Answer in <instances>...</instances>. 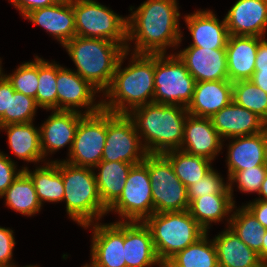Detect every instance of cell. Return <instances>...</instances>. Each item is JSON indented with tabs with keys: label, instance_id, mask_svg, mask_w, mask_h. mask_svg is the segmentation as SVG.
Wrapping results in <instances>:
<instances>
[{
	"label": "cell",
	"instance_id": "c3c4849f",
	"mask_svg": "<svg viewBox=\"0 0 267 267\" xmlns=\"http://www.w3.org/2000/svg\"><path fill=\"white\" fill-rule=\"evenodd\" d=\"M258 194L259 195H262L263 197L262 196H259L258 199H256V200H264V201H267V173H266V176L264 178L263 183L260 186V189H259Z\"/></svg>",
	"mask_w": 267,
	"mask_h": 267
},
{
	"label": "cell",
	"instance_id": "ac0fdd59",
	"mask_svg": "<svg viewBox=\"0 0 267 267\" xmlns=\"http://www.w3.org/2000/svg\"><path fill=\"white\" fill-rule=\"evenodd\" d=\"M223 141L210 118L188 115L180 150L212 161L222 150Z\"/></svg>",
	"mask_w": 267,
	"mask_h": 267
},
{
	"label": "cell",
	"instance_id": "d590c367",
	"mask_svg": "<svg viewBox=\"0 0 267 267\" xmlns=\"http://www.w3.org/2000/svg\"><path fill=\"white\" fill-rule=\"evenodd\" d=\"M57 64L38 57L36 104L46 110H57Z\"/></svg>",
	"mask_w": 267,
	"mask_h": 267
},
{
	"label": "cell",
	"instance_id": "4dcf8cb0",
	"mask_svg": "<svg viewBox=\"0 0 267 267\" xmlns=\"http://www.w3.org/2000/svg\"><path fill=\"white\" fill-rule=\"evenodd\" d=\"M207 236L206 232L195 243L177 252L164 267H219L215 245Z\"/></svg>",
	"mask_w": 267,
	"mask_h": 267
},
{
	"label": "cell",
	"instance_id": "60d3db41",
	"mask_svg": "<svg viewBox=\"0 0 267 267\" xmlns=\"http://www.w3.org/2000/svg\"><path fill=\"white\" fill-rule=\"evenodd\" d=\"M16 167L15 162L0 151V197L22 173L23 169L16 171Z\"/></svg>",
	"mask_w": 267,
	"mask_h": 267
},
{
	"label": "cell",
	"instance_id": "7dc6e473",
	"mask_svg": "<svg viewBox=\"0 0 267 267\" xmlns=\"http://www.w3.org/2000/svg\"><path fill=\"white\" fill-rule=\"evenodd\" d=\"M250 80L267 93V71H254Z\"/></svg>",
	"mask_w": 267,
	"mask_h": 267
},
{
	"label": "cell",
	"instance_id": "d6986e66",
	"mask_svg": "<svg viewBox=\"0 0 267 267\" xmlns=\"http://www.w3.org/2000/svg\"><path fill=\"white\" fill-rule=\"evenodd\" d=\"M24 18L44 28L62 46L76 36L73 0H60L54 5L33 10Z\"/></svg>",
	"mask_w": 267,
	"mask_h": 267
},
{
	"label": "cell",
	"instance_id": "816d5d0a",
	"mask_svg": "<svg viewBox=\"0 0 267 267\" xmlns=\"http://www.w3.org/2000/svg\"><path fill=\"white\" fill-rule=\"evenodd\" d=\"M25 267H39V266L28 265V266H25Z\"/></svg>",
	"mask_w": 267,
	"mask_h": 267
},
{
	"label": "cell",
	"instance_id": "4316f807",
	"mask_svg": "<svg viewBox=\"0 0 267 267\" xmlns=\"http://www.w3.org/2000/svg\"><path fill=\"white\" fill-rule=\"evenodd\" d=\"M8 136V144L12 152L19 159L27 162L44 160L40 146V129L33 122L8 124L0 126Z\"/></svg>",
	"mask_w": 267,
	"mask_h": 267
},
{
	"label": "cell",
	"instance_id": "44dd1931",
	"mask_svg": "<svg viewBox=\"0 0 267 267\" xmlns=\"http://www.w3.org/2000/svg\"><path fill=\"white\" fill-rule=\"evenodd\" d=\"M232 101L233 83L230 80L196 82L186 109L189 115L211 118Z\"/></svg>",
	"mask_w": 267,
	"mask_h": 267
},
{
	"label": "cell",
	"instance_id": "30bf717a",
	"mask_svg": "<svg viewBox=\"0 0 267 267\" xmlns=\"http://www.w3.org/2000/svg\"><path fill=\"white\" fill-rule=\"evenodd\" d=\"M154 213L188 210L187 187L163 154H148Z\"/></svg>",
	"mask_w": 267,
	"mask_h": 267
},
{
	"label": "cell",
	"instance_id": "836d02e7",
	"mask_svg": "<svg viewBox=\"0 0 267 267\" xmlns=\"http://www.w3.org/2000/svg\"><path fill=\"white\" fill-rule=\"evenodd\" d=\"M229 228L235 232L241 241L249 248L258 253L262 260V242L266 229L255 218V216L245 207L236 209L230 218H227Z\"/></svg>",
	"mask_w": 267,
	"mask_h": 267
},
{
	"label": "cell",
	"instance_id": "f35d334b",
	"mask_svg": "<svg viewBox=\"0 0 267 267\" xmlns=\"http://www.w3.org/2000/svg\"><path fill=\"white\" fill-rule=\"evenodd\" d=\"M210 194H231L228 182L225 184L223 178L214 169L187 188L189 203L198 197Z\"/></svg>",
	"mask_w": 267,
	"mask_h": 267
},
{
	"label": "cell",
	"instance_id": "7a4b0ae2",
	"mask_svg": "<svg viewBox=\"0 0 267 267\" xmlns=\"http://www.w3.org/2000/svg\"><path fill=\"white\" fill-rule=\"evenodd\" d=\"M128 53L125 51L120 57L111 84L103 92L109 100H101L103 110L107 112L128 114L138 106L153 102L154 55L133 53L130 65L121 69Z\"/></svg>",
	"mask_w": 267,
	"mask_h": 267
},
{
	"label": "cell",
	"instance_id": "52a82bcc",
	"mask_svg": "<svg viewBox=\"0 0 267 267\" xmlns=\"http://www.w3.org/2000/svg\"><path fill=\"white\" fill-rule=\"evenodd\" d=\"M73 10L76 36L109 40L131 51L127 41V17L94 0H73Z\"/></svg>",
	"mask_w": 267,
	"mask_h": 267
},
{
	"label": "cell",
	"instance_id": "ba28073f",
	"mask_svg": "<svg viewBox=\"0 0 267 267\" xmlns=\"http://www.w3.org/2000/svg\"><path fill=\"white\" fill-rule=\"evenodd\" d=\"M195 84L177 55L154 54V103L187 107Z\"/></svg>",
	"mask_w": 267,
	"mask_h": 267
},
{
	"label": "cell",
	"instance_id": "484cf974",
	"mask_svg": "<svg viewBox=\"0 0 267 267\" xmlns=\"http://www.w3.org/2000/svg\"><path fill=\"white\" fill-rule=\"evenodd\" d=\"M227 167L228 179L237 171L265 165V152L262 132L230 138Z\"/></svg>",
	"mask_w": 267,
	"mask_h": 267
},
{
	"label": "cell",
	"instance_id": "f6af8a7d",
	"mask_svg": "<svg viewBox=\"0 0 267 267\" xmlns=\"http://www.w3.org/2000/svg\"><path fill=\"white\" fill-rule=\"evenodd\" d=\"M255 71H267V41L265 38L258 37Z\"/></svg>",
	"mask_w": 267,
	"mask_h": 267
},
{
	"label": "cell",
	"instance_id": "8d00e7d4",
	"mask_svg": "<svg viewBox=\"0 0 267 267\" xmlns=\"http://www.w3.org/2000/svg\"><path fill=\"white\" fill-rule=\"evenodd\" d=\"M37 107L33 97L15 91L9 82L8 112L0 118V126L33 122Z\"/></svg>",
	"mask_w": 267,
	"mask_h": 267
},
{
	"label": "cell",
	"instance_id": "8fae6325",
	"mask_svg": "<svg viewBox=\"0 0 267 267\" xmlns=\"http://www.w3.org/2000/svg\"><path fill=\"white\" fill-rule=\"evenodd\" d=\"M146 152L132 119L127 114L107 112V136L102 161L142 163Z\"/></svg>",
	"mask_w": 267,
	"mask_h": 267
},
{
	"label": "cell",
	"instance_id": "f1b7e54d",
	"mask_svg": "<svg viewBox=\"0 0 267 267\" xmlns=\"http://www.w3.org/2000/svg\"><path fill=\"white\" fill-rule=\"evenodd\" d=\"M233 199L232 194H210L198 197L189 203L188 212L208 232L207 229L212 222H220L231 216L230 213L236 207Z\"/></svg>",
	"mask_w": 267,
	"mask_h": 267
},
{
	"label": "cell",
	"instance_id": "b9f144b4",
	"mask_svg": "<svg viewBox=\"0 0 267 267\" xmlns=\"http://www.w3.org/2000/svg\"><path fill=\"white\" fill-rule=\"evenodd\" d=\"M13 230L0 227V267H17L11 262L16 244Z\"/></svg>",
	"mask_w": 267,
	"mask_h": 267
},
{
	"label": "cell",
	"instance_id": "cb8c5ba5",
	"mask_svg": "<svg viewBox=\"0 0 267 267\" xmlns=\"http://www.w3.org/2000/svg\"><path fill=\"white\" fill-rule=\"evenodd\" d=\"M257 49V36L229 35L225 50L228 77L232 83L252 78Z\"/></svg>",
	"mask_w": 267,
	"mask_h": 267
},
{
	"label": "cell",
	"instance_id": "ab89813d",
	"mask_svg": "<svg viewBox=\"0 0 267 267\" xmlns=\"http://www.w3.org/2000/svg\"><path fill=\"white\" fill-rule=\"evenodd\" d=\"M267 173V166H256L235 172L229 179V189L233 198L232 184L237 183L238 189L244 193L259 192Z\"/></svg>",
	"mask_w": 267,
	"mask_h": 267
},
{
	"label": "cell",
	"instance_id": "681fc988",
	"mask_svg": "<svg viewBox=\"0 0 267 267\" xmlns=\"http://www.w3.org/2000/svg\"><path fill=\"white\" fill-rule=\"evenodd\" d=\"M262 262L267 267V230L263 236V242H262Z\"/></svg>",
	"mask_w": 267,
	"mask_h": 267
},
{
	"label": "cell",
	"instance_id": "7c38bea8",
	"mask_svg": "<svg viewBox=\"0 0 267 267\" xmlns=\"http://www.w3.org/2000/svg\"><path fill=\"white\" fill-rule=\"evenodd\" d=\"M107 136V111L84 115L76 129L69 159L65 162L78 166L94 168L102 161Z\"/></svg>",
	"mask_w": 267,
	"mask_h": 267
},
{
	"label": "cell",
	"instance_id": "7bdbcfd3",
	"mask_svg": "<svg viewBox=\"0 0 267 267\" xmlns=\"http://www.w3.org/2000/svg\"><path fill=\"white\" fill-rule=\"evenodd\" d=\"M17 10L20 11L21 15L25 17L28 13L33 10L48 7L56 4L60 0H9Z\"/></svg>",
	"mask_w": 267,
	"mask_h": 267
},
{
	"label": "cell",
	"instance_id": "e0dca14e",
	"mask_svg": "<svg viewBox=\"0 0 267 267\" xmlns=\"http://www.w3.org/2000/svg\"><path fill=\"white\" fill-rule=\"evenodd\" d=\"M84 116L81 112L53 110L52 114L39 127L40 146L43 156L69 144L71 151L79 120Z\"/></svg>",
	"mask_w": 267,
	"mask_h": 267
},
{
	"label": "cell",
	"instance_id": "8992f818",
	"mask_svg": "<svg viewBox=\"0 0 267 267\" xmlns=\"http://www.w3.org/2000/svg\"><path fill=\"white\" fill-rule=\"evenodd\" d=\"M144 223L150 229L156 254L163 265L206 233L188 210L153 213Z\"/></svg>",
	"mask_w": 267,
	"mask_h": 267
},
{
	"label": "cell",
	"instance_id": "83f0119b",
	"mask_svg": "<svg viewBox=\"0 0 267 267\" xmlns=\"http://www.w3.org/2000/svg\"><path fill=\"white\" fill-rule=\"evenodd\" d=\"M133 164L101 161L93 169L99 172L95 179L103 205L108 209L121 195Z\"/></svg>",
	"mask_w": 267,
	"mask_h": 267
},
{
	"label": "cell",
	"instance_id": "9a60e30c",
	"mask_svg": "<svg viewBox=\"0 0 267 267\" xmlns=\"http://www.w3.org/2000/svg\"><path fill=\"white\" fill-rule=\"evenodd\" d=\"M176 55L196 82L229 80L225 49L188 46Z\"/></svg>",
	"mask_w": 267,
	"mask_h": 267
},
{
	"label": "cell",
	"instance_id": "7402d4cb",
	"mask_svg": "<svg viewBox=\"0 0 267 267\" xmlns=\"http://www.w3.org/2000/svg\"><path fill=\"white\" fill-rule=\"evenodd\" d=\"M126 267H164L156 254L150 229L144 222H124Z\"/></svg>",
	"mask_w": 267,
	"mask_h": 267
},
{
	"label": "cell",
	"instance_id": "6da1fadb",
	"mask_svg": "<svg viewBox=\"0 0 267 267\" xmlns=\"http://www.w3.org/2000/svg\"><path fill=\"white\" fill-rule=\"evenodd\" d=\"M177 0H147L127 17V41L135 40V54H166L168 47L180 45Z\"/></svg>",
	"mask_w": 267,
	"mask_h": 267
},
{
	"label": "cell",
	"instance_id": "603a6c76",
	"mask_svg": "<svg viewBox=\"0 0 267 267\" xmlns=\"http://www.w3.org/2000/svg\"><path fill=\"white\" fill-rule=\"evenodd\" d=\"M192 35L190 46L208 49H225L229 38L225 18L222 21L210 10H197L184 17Z\"/></svg>",
	"mask_w": 267,
	"mask_h": 267
},
{
	"label": "cell",
	"instance_id": "74e56055",
	"mask_svg": "<svg viewBox=\"0 0 267 267\" xmlns=\"http://www.w3.org/2000/svg\"><path fill=\"white\" fill-rule=\"evenodd\" d=\"M0 72L12 84L15 91L33 97L36 101V93L38 87V56H35L34 61L25 62L18 66L13 74L7 75L2 72L0 62Z\"/></svg>",
	"mask_w": 267,
	"mask_h": 267
},
{
	"label": "cell",
	"instance_id": "d6a6232c",
	"mask_svg": "<svg viewBox=\"0 0 267 267\" xmlns=\"http://www.w3.org/2000/svg\"><path fill=\"white\" fill-rule=\"evenodd\" d=\"M163 155L170 161L176 176L187 188L213 169L211 160L190 155L180 149L167 151Z\"/></svg>",
	"mask_w": 267,
	"mask_h": 267
},
{
	"label": "cell",
	"instance_id": "277c9868",
	"mask_svg": "<svg viewBox=\"0 0 267 267\" xmlns=\"http://www.w3.org/2000/svg\"><path fill=\"white\" fill-rule=\"evenodd\" d=\"M63 47L77 67L75 72L102 93L110 86L118 61L126 51L116 42L79 36Z\"/></svg>",
	"mask_w": 267,
	"mask_h": 267
},
{
	"label": "cell",
	"instance_id": "5bb4252c",
	"mask_svg": "<svg viewBox=\"0 0 267 267\" xmlns=\"http://www.w3.org/2000/svg\"><path fill=\"white\" fill-rule=\"evenodd\" d=\"M91 262L83 267H126L124 254V222L92 223Z\"/></svg>",
	"mask_w": 267,
	"mask_h": 267
},
{
	"label": "cell",
	"instance_id": "3957f363",
	"mask_svg": "<svg viewBox=\"0 0 267 267\" xmlns=\"http://www.w3.org/2000/svg\"><path fill=\"white\" fill-rule=\"evenodd\" d=\"M127 115L143 140L141 142H145L143 147L148 154L180 149L189 115L186 107L152 102L132 109Z\"/></svg>",
	"mask_w": 267,
	"mask_h": 267
},
{
	"label": "cell",
	"instance_id": "1f68e13d",
	"mask_svg": "<svg viewBox=\"0 0 267 267\" xmlns=\"http://www.w3.org/2000/svg\"><path fill=\"white\" fill-rule=\"evenodd\" d=\"M2 197L6 198L5 204L8 207L26 216L35 215L42 207L33 182L24 171L13 181Z\"/></svg>",
	"mask_w": 267,
	"mask_h": 267
},
{
	"label": "cell",
	"instance_id": "e575fe53",
	"mask_svg": "<svg viewBox=\"0 0 267 267\" xmlns=\"http://www.w3.org/2000/svg\"><path fill=\"white\" fill-rule=\"evenodd\" d=\"M233 101L267 123V93L251 80L233 82Z\"/></svg>",
	"mask_w": 267,
	"mask_h": 267
},
{
	"label": "cell",
	"instance_id": "4fadbf2b",
	"mask_svg": "<svg viewBox=\"0 0 267 267\" xmlns=\"http://www.w3.org/2000/svg\"><path fill=\"white\" fill-rule=\"evenodd\" d=\"M57 110L78 111L86 107L84 115L97 113L103 109L102 101L94 104L96 89L89 81L83 79L71 69L63 68L57 64ZM76 108V109H75Z\"/></svg>",
	"mask_w": 267,
	"mask_h": 267
},
{
	"label": "cell",
	"instance_id": "d4e9b609",
	"mask_svg": "<svg viewBox=\"0 0 267 267\" xmlns=\"http://www.w3.org/2000/svg\"><path fill=\"white\" fill-rule=\"evenodd\" d=\"M219 267H266L258 253L249 248L229 227L215 236Z\"/></svg>",
	"mask_w": 267,
	"mask_h": 267
},
{
	"label": "cell",
	"instance_id": "f907efd6",
	"mask_svg": "<svg viewBox=\"0 0 267 267\" xmlns=\"http://www.w3.org/2000/svg\"><path fill=\"white\" fill-rule=\"evenodd\" d=\"M262 138H263V143H264L265 165L267 166V125L262 131Z\"/></svg>",
	"mask_w": 267,
	"mask_h": 267
},
{
	"label": "cell",
	"instance_id": "9c48e42d",
	"mask_svg": "<svg viewBox=\"0 0 267 267\" xmlns=\"http://www.w3.org/2000/svg\"><path fill=\"white\" fill-rule=\"evenodd\" d=\"M111 211L123 218L119 222H144L154 213L148 154L142 163L131 167L121 195L107 209V213Z\"/></svg>",
	"mask_w": 267,
	"mask_h": 267
},
{
	"label": "cell",
	"instance_id": "bcb514c9",
	"mask_svg": "<svg viewBox=\"0 0 267 267\" xmlns=\"http://www.w3.org/2000/svg\"><path fill=\"white\" fill-rule=\"evenodd\" d=\"M9 103V81L0 72V118L8 112Z\"/></svg>",
	"mask_w": 267,
	"mask_h": 267
},
{
	"label": "cell",
	"instance_id": "2e32d148",
	"mask_svg": "<svg viewBox=\"0 0 267 267\" xmlns=\"http://www.w3.org/2000/svg\"><path fill=\"white\" fill-rule=\"evenodd\" d=\"M229 35L265 38L267 0H237L225 16Z\"/></svg>",
	"mask_w": 267,
	"mask_h": 267
},
{
	"label": "cell",
	"instance_id": "5b68a950",
	"mask_svg": "<svg viewBox=\"0 0 267 267\" xmlns=\"http://www.w3.org/2000/svg\"><path fill=\"white\" fill-rule=\"evenodd\" d=\"M59 171L65 188L66 212L73 221L84 227L107 214L93 168L74 166L63 160L59 161Z\"/></svg>",
	"mask_w": 267,
	"mask_h": 267
},
{
	"label": "cell",
	"instance_id": "f546056e",
	"mask_svg": "<svg viewBox=\"0 0 267 267\" xmlns=\"http://www.w3.org/2000/svg\"><path fill=\"white\" fill-rule=\"evenodd\" d=\"M45 165L36 167L33 172L27 167L22 169L31 178L41 205L46 201H63L65 188L59 171V161L47 162Z\"/></svg>",
	"mask_w": 267,
	"mask_h": 267
},
{
	"label": "cell",
	"instance_id": "ffe728a7",
	"mask_svg": "<svg viewBox=\"0 0 267 267\" xmlns=\"http://www.w3.org/2000/svg\"><path fill=\"white\" fill-rule=\"evenodd\" d=\"M210 119L222 139L253 135L262 132L267 125L257 114L237 105L234 101Z\"/></svg>",
	"mask_w": 267,
	"mask_h": 267
},
{
	"label": "cell",
	"instance_id": "ee69618b",
	"mask_svg": "<svg viewBox=\"0 0 267 267\" xmlns=\"http://www.w3.org/2000/svg\"><path fill=\"white\" fill-rule=\"evenodd\" d=\"M267 230V201L255 200L244 205Z\"/></svg>",
	"mask_w": 267,
	"mask_h": 267
}]
</instances>
